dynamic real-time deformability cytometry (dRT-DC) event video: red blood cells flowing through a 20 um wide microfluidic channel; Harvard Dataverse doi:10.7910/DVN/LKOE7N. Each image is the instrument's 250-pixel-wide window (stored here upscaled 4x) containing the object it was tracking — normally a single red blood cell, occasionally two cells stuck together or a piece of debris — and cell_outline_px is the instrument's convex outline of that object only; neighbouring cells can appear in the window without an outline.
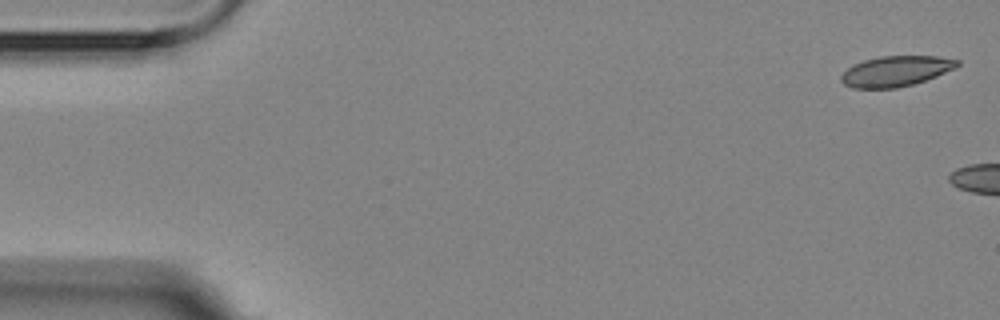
{"species": "Egyptian fruit bat (a non-hibernating species)", "species_latin": "Rousettus aegyptiacus", "temperature_condition": "room temperature", "stored_images_in_passage": 7, "camera_frame_rate_fps": 3000, "um_per_image_px": 0.085, "animal": {"sex": "female"}, "frame": {"image": 1, "passage_image": 1, "time_ms": 0.0, "image_size_px": [1000, 320], "cell_outline_px": [[960, 64], [956, 68], [936, 76], [912, 84], [896, 88], [852, 88], [844, 84], [840, 80], [840, 76], [852, 64], [864, 60], [880, 56], [936, 56], [960, 60]], "centroid_in_image_um": [76.13, 6.04], "position_along_channel_um": 8.9, "area_um2": 20.58}}
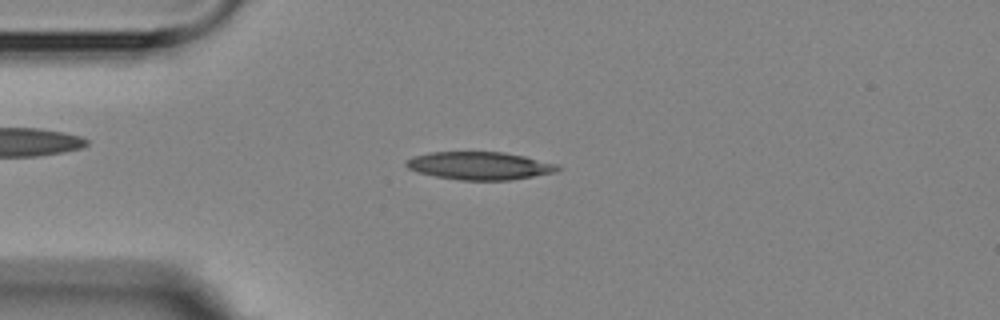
{"frame": {"image": 2, "passage_image": 5, "time_ms": 5.667, "image_size_px": [1000, 320], "cell_outline_px": [[560, 168], [556, 172], [508, 180], [460, 180], [436, 176], [416, 172], [408, 168], [404, 164], [404, 160], [412, 156], [432, 152], [504, 152], [524, 156], [556, 164]], "centroid_in_image_um": [40.7, 14.08], "position_along_channel_um": 44.3, "area_um2": 24.51}}
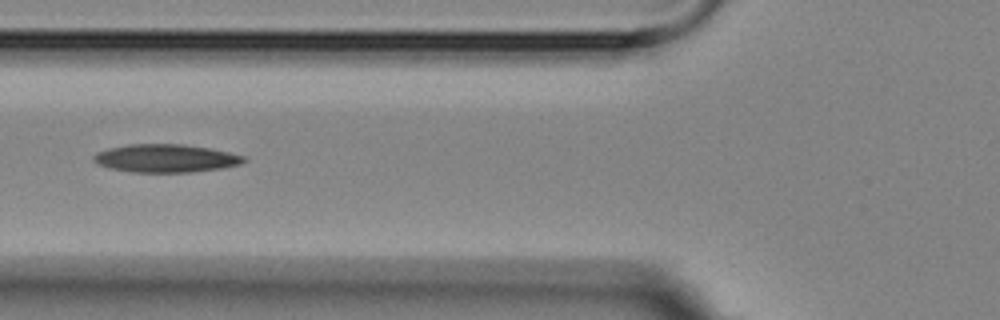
{"frame": {"image": 3, "passage_image": 7, "time_ms": 8.0, "image_size_px": [1000, 320], "cell_outline_px": [[248, 160], [240, 164], [220, 168], [192, 172], [132, 172], [108, 168], [92, 160], [92, 156], [96, 152], [108, 148], [128, 144], [184, 144], [208, 148], [248, 156]], "centroid_in_image_um": [14.08, 13.45], "position_along_channel_um": 111.7, "area_um2": 24.68}}